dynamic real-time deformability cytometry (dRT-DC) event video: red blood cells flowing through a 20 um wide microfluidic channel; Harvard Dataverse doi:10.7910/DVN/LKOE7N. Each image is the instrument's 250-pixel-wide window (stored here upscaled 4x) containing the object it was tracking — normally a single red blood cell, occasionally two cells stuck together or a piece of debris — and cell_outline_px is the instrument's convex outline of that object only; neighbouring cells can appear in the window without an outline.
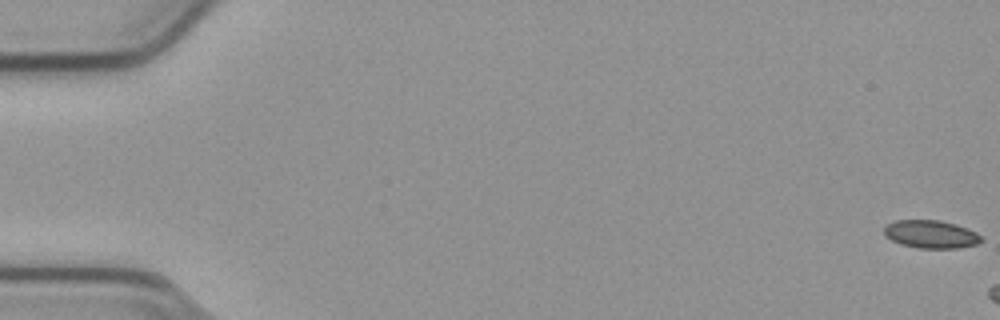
{"species": "common noctule bat (a hibernating species)", "species_latin": "Nyctalus noctula", "temperature_condition": "cold", "stored_images_in_passage": 7, "camera_frame_rate_fps": 3000, "um_per_image_px": 0.085, "animal": {"sex": "male", "body_mass_g": 23.1, "forearm_length_mm": 52.7}, "frame": {"image": 1, "passage_image": 1, "time_ms": 0.0, "image_size_px": [1000, 320], "cell_outline_px": [[984, 240], [976, 244], [956, 248], [920, 248], [900, 244], [884, 236], [884, 228], [888, 224], [896, 220], [940, 220], [976, 232]], "centroid_in_image_um": [79.09, 19.91], "position_along_channel_um": 5.9, "area_um2": 15.61}}